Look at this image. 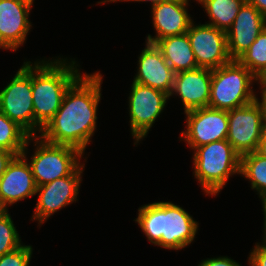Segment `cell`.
<instances>
[{"instance_id":"cell-30","label":"cell","mask_w":266,"mask_h":266,"mask_svg":"<svg viewBox=\"0 0 266 266\" xmlns=\"http://www.w3.org/2000/svg\"><path fill=\"white\" fill-rule=\"evenodd\" d=\"M257 95L260 94V96H257V100L261 103L264 111V123L266 125V84L261 80L259 81V84L257 85ZM260 90V92H259Z\"/></svg>"},{"instance_id":"cell-34","label":"cell","mask_w":266,"mask_h":266,"mask_svg":"<svg viewBox=\"0 0 266 266\" xmlns=\"http://www.w3.org/2000/svg\"><path fill=\"white\" fill-rule=\"evenodd\" d=\"M263 231L266 233V209L263 211Z\"/></svg>"},{"instance_id":"cell-8","label":"cell","mask_w":266,"mask_h":266,"mask_svg":"<svg viewBox=\"0 0 266 266\" xmlns=\"http://www.w3.org/2000/svg\"><path fill=\"white\" fill-rule=\"evenodd\" d=\"M32 61L25 58L9 83L0 90V111L34 136Z\"/></svg>"},{"instance_id":"cell-22","label":"cell","mask_w":266,"mask_h":266,"mask_svg":"<svg viewBox=\"0 0 266 266\" xmlns=\"http://www.w3.org/2000/svg\"><path fill=\"white\" fill-rule=\"evenodd\" d=\"M30 135L0 111V149L20 155Z\"/></svg>"},{"instance_id":"cell-18","label":"cell","mask_w":266,"mask_h":266,"mask_svg":"<svg viewBox=\"0 0 266 266\" xmlns=\"http://www.w3.org/2000/svg\"><path fill=\"white\" fill-rule=\"evenodd\" d=\"M138 55L133 81L170 95L174 85L175 72L164 59L155 44L145 42Z\"/></svg>"},{"instance_id":"cell-9","label":"cell","mask_w":266,"mask_h":266,"mask_svg":"<svg viewBox=\"0 0 266 266\" xmlns=\"http://www.w3.org/2000/svg\"><path fill=\"white\" fill-rule=\"evenodd\" d=\"M85 162L87 159H84V162L71 175L37 186L38 199L30 221H37L38 229L55 213L78 202Z\"/></svg>"},{"instance_id":"cell-13","label":"cell","mask_w":266,"mask_h":266,"mask_svg":"<svg viewBox=\"0 0 266 266\" xmlns=\"http://www.w3.org/2000/svg\"><path fill=\"white\" fill-rule=\"evenodd\" d=\"M190 3L191 0H170L150 8L155 34H147L145 42L155 44L165 37L186 33L194 21L189 12Z\"/></svg>"},{"instance_id":"cell-25","label":"cell","mask_w":266,"mask_h":266,"mask_svg":"<svg viewBox=\"0 0 266 266\" xmlns=\"http://www.w3.org/2000/svg\"><path fill=\"white\" fill-rule=\"evenodd\" d=\"M34 248L25 243L16 250L0 256V266H31Z\"/></svg>"},{"instance_id":"cell-3","label":"cell","mask_w":266,"mask_h":266,"mask_svg":"<svg viewBox=\"0 0 266 266\" xmlns=\"http://www.w3.org/2000/svg\"><path fill=\"white\" fill-rule=\"evenodd\" d=\"M137 218L141 232L151 245L167 250H184L199 233V221L182 206L171 201H154L139 206Z\"/></svg>"},{"instance_id":"cell-26","label":"cell","mask_w":266,"mask_h":266,"mask_svg":"<svg viewBox=\"0 0 266 266\" xmlns=\"http://www.w3.org/2000/svg\"><path fill=\"white\" fill-rule=\"evenodd\" d=\"M261 241L256 242L248 254L249 266H266V233L262 230Z\"/></svg>"},{"instance_id":"cell-16","label":"cell","mask_w":266,"mask_h":266,"mask_svg":"<svg viewBox=\"0 0 266 266\" xmlns=\"http://www.w3.org/2000/svg\"><path fill=\"white\" fill-rule=\"evenodd\" d=\"M266 28V17L256 7L245 1L226 31L227 50L232 60H237Z\"/></svg>"},{"instance_id":"cell-19","label":"cell","mask_w":266,"mask_h":266,"mask_svg":"<svg viewBox=\"0 0 266 266\" xmlns=\"http://www.w3.org/2000/svg\"><path fill=\"white\" fill-rule=\"evenodd\" d=\"M155 45L175 73L198 68L187 33L165 37Z\"/></svg>"},{"instance_id":"cell-17","label":"cell","mask_w":266,"mask_h":266,"mask_svg":"<svg viewBox=\"0 0 266 266\" xmlns=\"http://www.w3.org/2000/svg\"><path fill=\"white\" fill-rule=\"evenodd\" d=\"M211 80L212 70L207 68L198 67L175 73L170 99L178 96L183 105V112L208 107Z\"/></svg>"},{"instance_id":"cell-12","label":"cell","mask_w":266,"mask_h":266,"mask_svg":"<svg viewBox=\"0 0 266 266\" xmlns=\"http://www.w3.org/2000/svg\"><path fill=\"white\" fill-rule=\"evenodd\" d=\"M198 67L217 69L232 59L227 50L226 32L206 23L193 21L186 32Z\"/></svg>"},{"instance_id":"cell-29","label":"cell","mask_w":266,"mask_h":266,"mask_svg":"<svg viewBox=\"0 0 266 266\" xmlns=\"http://www.w3.org/2000/svg\"><path fill=\"white\" fill-rule=\"evenodd\" d=\"M167 1H170V0H100V1H97V4H100V5H104V4H109V3H118V2H138V3H150L149 5L152 7L156 6L157 4H161L163 2H167Z\"/></svg>"},{"instance_id":"cell-31","label":"cell","mask_w":266,"mask_h":266,"mask_svg":"<svg viewBox=\"0 0 266 266\" xmlns=\"http://www.w3.org/2000/svg\"><path fill=\"white\" fill-rule=\"evenodd\" d=\"M256 152L266 158V125L264 126Z\"/></svg>"},{"instance_id":"cell-11","label":"cell","mask_w":266,"mask_h":266,"mask_svg":"<svg viewBox=\"0 0 266 266\" xmlns=\"http://www.w3.org/2000/svg\"><path fill=\"white\" fill-rule=\"evenodd\" d=\"M264 126L263 107L256 99L248 105L228 111L227 141L240 156L254 152Z\"/></svg>"},{"instance_id":"cell-2","label":"cell","mask_w":266,"mask_h":266,"mask_svg":"<svg viewBox=\"0 0 266 266\" xmlns=\"http://www.w3.org/2000/svg\"><path fill=\"white\" fill-rule=\"evenodd\" d=\"M33 62L34 136H39L59 110L66 90L83 72L80 61L63 55L36 58Z\"/></svg>"},{"instance_id":"cell-6","label":"cell","mask_w":266,"mask_h":266,"mask_svg":"<svg viewBox=\"0 0 266 266\" xmlns=\"http://www.w3.org/2000/svg\"><path fill=\"white\" fill-rule=\"evenodd\" d=\"M259 81L238 60L213 69L208 107L229 111L252 103Z\"/></svg>"},{"instance_id":"cell-20","label":"cell","mask_w":266,"mask_h":266,"mask_svg":"<svg viewBox=\"0 0 266 266\" xmlns=\"http://www.w3.org/2000/svg\"><path fill=\"white\" fill-rule=\"evenodd\" d=\"M240 177L245 178L250 188L258 195L262 211L266 209V158L256 151L240 156Z\"/></svg>"},{"instance_id":"cell-4","label":"cell","mask_w":266,"mask_h":266,"mask_svg":"<svg viewBox=\"0 0 266 266\" xmlns=\"http://www.w3.org/2000/svg\"><path fill=\"white\" fill-rule=\"evenodd\" d=\"M191 152L193 176L205 196H218L230 178L240 175V155L227 139L196 147Z\"/></svg>"},{"instance_id":"cell-1","label":"cell","mask_w":266,"mask_h":266,"mask_svg":"<svg viewBox=\"0 0 266 266\" xmlns=\"http://www.w3.org/2000/svg\"><path fill=\"white\" fill-rule=\"evenodd\" d=\"M103 75L83 72L66 90L61 106L39 136L52 144L69 145L86 154L97 131Z\"/></svg>"},{"instance_id":"cell-5","label":"cell","mask_w":266,"mask_h":266,"mask_svg":"<svg viewBox=\"0 0 266 266\" xmlns=\"http://www.w3.org/2000/svg\"><path fill=\"white\" fill-rule=\"evenodd\" d=\"M21 154L29 163L37 186L71 175L84 162L82 158L90 156L69 145L49 143L40 136H30Z\"/></svg>"},{"instance_id":"cell-10","label":"cell","mask_w":266,"mask_h":266,"mask_svg":"<svg viewBox=\"0 0 266 266\" xmlns=\"http://www.w3.org/2000/svg\"><path fill=\"white\" fill-rule=\"evenodd\" d=\"M183 113L185 127L178 138L185 142L190 150L227 139L228 111L203 107Z\"/></svg>"},{"instance_id":"cell-7","label":"cell","mask_w":266,"mask_h":266,"mask_svg":"<svg viewBox=\"0 0 266 266\" xmlns=\"http://www.w3.org/2000/svg\"><path fill=\"white\" fill-rule=\"evenodd\" d=\"M128 94L130 134L136 147L147 138L158 117L163 114L170 96L165 92L132 81ZM169 100V101H168Z\"/></svg>"},{"instance_id":"cell-21","label":"cell","mask_w":266,"mask_h":266,"mask_svg":"<svg viewBox=\"0 0 266 266\" xmlns=\"http://www.w3.org/2000/svg\"><path fill=\"white\" fill-rule=\"evenodd\" d=\"M246 0H196L202 6L208 21L206 24L227 31L234 22L239 9Z\"/></svg>"},{"instance_id":"cell-32","label":"cell","mask_w":266,"mask_h":266,"mask_svg":"<svg viewBox=\"0 0 266 266\" xmlns=\"http://www.w3.org/2000/svg\"><path fill=\"white\" fill-rule=\"evenodd\" d=\"M251 5L256 7L258 11L266 17V0H246Z\"/></svg>"},{"instance_id":"cell-14","label":"cell","mask_w":266,"mask_h":266,"mask_svg":"<svg viewBox=\"0 0 266 266\" xmlns=\"http://www.w3.org/2000/svg\"><path fill=\"white\" fill-rule=\"evenodd\" d=\"M32 6L27 0H0V37L13 53L24 46L31 32Z\"/></svg>"},{"instance_id":"cell-36","label":"cell","mask_w":266,"mask_h":266,"mask_svg":"<svg viewBox=\"0 0 266 266\" xmlns=\"http://www.w3.org/2000/svg\"><path fill=\"white\" fill-rule=\"evenodd\" d=\"M27 1L31 2L32 4L35 3V0H27Z\"/></svg>"},{"instance_id":"cell-15","label":"cell","mask_w":266,"mask_h":266,"mask_svg":"<svg viewBox=\"0 0 266 266\" xmlns=\"http://www.w3.org/2000/svg\"><path fill=\"white\" fill-rule=\"evenodd\" d=\"M37 185L26 158L16 155L0 178V203L11 209L16 203L36 196Z\"/></svg>"},{"instance_id":"cell-27","label":"cell","mask_w":266,"mask_h":266,"mask_svg":"<svg viewBox=\"0 0 266 266\" xmlns=\"http://www.w3.org/2000/svg\"><path fill=\"white\" fill-rule=\"evenodd\" d=\"M197 266H242L239 262L229 256H216L201 260Z\"/></svg>"},{"instance_id":"cell-28","label":"cell","mask_w":266,"mask_h":266,"mask_svg":"<svg viewBox=\"0 0 266 266\" xmlns=\"http://www.w3.org/2000/svg\"><path fill=\"white\" fill-rule=\"evenodd\" d=\"M15 156H16L15 153L9 152L4 149H0V178L3 176L8 165Z\"/></svg>"},{"instance_id":"cell-24","label":"cell","mask_w":266,"mask_h":266,"mask_svg":"<svg viewBox=\"0 0 266 266\" xmlns=\"http://www.w3.org/2000/svg\"><path fill=\"white\" fill-rule=\"evenodd\" d=\"M9 210L0 215V256L10 253L24 244Z\"/></svg>"},{"instance_id":"cell-33","label":"cell","mask_w":266,"mask_h":266,"mask_svg":"<svg viewBox=\"0 0 266 266\" xmlns=\"http://www.w3.org/2000/svg\"><path fill=\"white\" fill-rule=\"evenodd\" d=\"M0 50H5V51H10L13 52L6 44L5 42L2 40V38L0 37Z\"/></svg>"},{"instance_id":"cell-35","label":"cell","mask_w":266,"mask_h":266,"mask_svg":"<svg viewBox=\"0 0 266 266\" xmlns=\"http://www.w3.org/2000/svg\"><path fill=\"white\" fill-rule=\"evenodd\" d=\"M5 211L6 209L0 203V215H2Z\"/></svg>"},{"instance_id":"cell-37","label":"cell","mask_w":266,"mask_h":266,"mask_svg":"<svg viewBox=\"0 0 266 266\" xmlns=\"http://www.w3.org/2000/svg\"><path fill=\"white\" fill-rule=\"evenodd\" d=\"M262 81L266 84V76L262 79Z\"/></svg>"},{"instance_id":"cell-23","label":"cell","mask_w":266,"mask_h":266,"mask_svg":"<svg viewBox=\"0 0 266 266\" xmlns=\"http://www.w3.org/2000/svg\"><path fill=\"white\" fill-rule=\"evenodd\" d=\"M237 60L260 81L266 76V28Z\"/></svg>"}]
</instances>
